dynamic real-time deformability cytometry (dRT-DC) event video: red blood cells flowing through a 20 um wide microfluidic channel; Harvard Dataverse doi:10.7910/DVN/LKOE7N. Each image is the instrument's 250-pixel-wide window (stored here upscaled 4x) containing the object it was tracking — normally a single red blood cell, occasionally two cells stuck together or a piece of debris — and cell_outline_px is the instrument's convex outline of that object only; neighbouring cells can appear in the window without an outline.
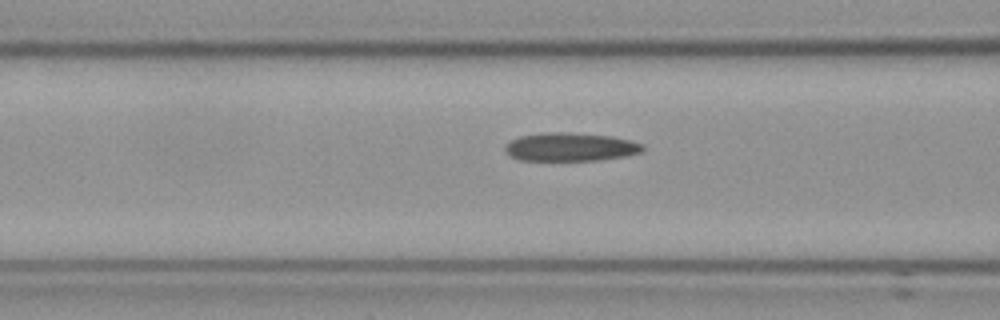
{"species": "Egyptian fruit bat (a non-hibernating species)", "species_latin": "Rousettus aegyptiacus", "temperature_condition": "cold", "stored_images_in_passage": 23, "camera_frame_rate_fps": 3000, "um_per_image_px": 0.085, "frame": {"image": 1, "passage_image": 10, "time_ms": 3.0, "image_size_px": [1000, 320], "cell_outline_px": [[644, 152], [628, 156], [596, 160], [520, 160], [508, 156], [504, 148], [504, 144], [520, 136], [544, 132], [568, 132], [612, 136], [644, 144]], "centroid_in_image_um": [48.49, 12.49], "position_along_channel_um": 118.1, "area_um2": 23.0}}